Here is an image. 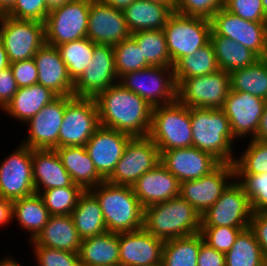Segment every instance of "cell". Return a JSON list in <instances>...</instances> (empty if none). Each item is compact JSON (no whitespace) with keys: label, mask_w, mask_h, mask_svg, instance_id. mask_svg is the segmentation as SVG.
Returning <instances> with one entry per match:
<instances>
[{"label":"cell","mask_w":267,"mask_h":266,"mask_svg":"<svg viewBox=\"0 0 267 266\" xmlns=\"http://www.w3.org/2000/svg\"><path fill=\"white\" fill-rule=\"evenodd\" d=\"M94 99L101 126L132 137L148 136L153 107L142 97L116 83Z\"/></svg>","instance_id":"1"},{"label":"cell","mask_w":267,"mask_h":266,"mask_svg":"<svg viewBox=\"0 0 267 266\" xmlns=\"http://www.w3.org/2000/svg\"><path fill=\"white\" fill-rule=\"evenodd\" d=\"M89 191L99 202L107 231L123 233L143 228L144 208L132 186L112 184L104 180Z\"/></svg>","instance_id":"2"},{"label":"cell","mask_w":267,"mask_h":266,"mask_svg":"<svg viewBox=\"0 0 267 266\" xmlns=\"http://www.w3.org/2000/svg\"><path fill=\"white\" fill-rule=\"evenodd\" d=\"M192 147L212 154L221 163L233 164L235 138L222 109L190 107Z\"/></svg>","instance_id":"3"},{"label":"cell","mask_w":267,"mask_h":266,"mask_svg":"<svg viewBox=\"0 0 267 266\" xmlns=\"http://www.w3.org/2000/svg\"><path fill=\"white\" fill-rule=\"evenodd\" d=\"M143 228L164 241L200 233L201 215L180 196L144 208Z\"/></svg>","instance_id":"4"},{"label":"cell","mask_w":267,"mask_h":266,"mask_svg":"<svg viewBox=\"0 0 267 266\" xmlns=\"http://www.w3.org/2000/svg\"><path fill=\"white\" fill-rule=\"evenodd\" d=\"M148 137L159 151L192 147L190 109L178 100L154 107Z\"/></svg>","instance_id":"5"},{"label":"cell","mask_w":267,"mask_h":266,"mask_svg":"<svg viewBox=\"0 0 267 266\" xmlns=\"http://www.w3.org/2000/svg\"><path fill=\"white\" fill-rule=\"evenodd\" d=\"M167 50L174 65L180 58L194 54L210 42L211 21L173 12L163 28Z\"/></svg>","instance_id":"6"},{"label":"cell","mask_w":267,"mask_h":266,"mask_svg":"<svg viewBox=\"0 0 267 266\" xmlns=\"http://www.w3.org/2000/svg\"><path fill=\"white\" fill-rule=\"evenodd\" d=\"M118 83L142 97L153 108L177 100L173 67L150 66L122 75Z\"/></svg>","instance_id":"7"},{"label":"cell","mask_w":267,"mask_h":266,"mask_svg":"<svg viewBox=\"0 0 267 266\" xmlns=\"http://www.w3.org/2000/svg\"><path fill=\"white\" fill-rule=\"evenodd\" d=\"M177 100L187 107L222 109L231 90L230 75L221 69L204 76L175 78Z\"/></svg>","instance_id":"8"},{"label":"cell","mask_w":267,"mask_h":266,"mask_svg":"<svg viewBox=\"0 0 267 266\" xmlns=\"http://www.w3.org/2000/svg\"><path fill=\"white\" fill-rule=\"evenodd\" d=\"M91 0H71L48 13L45 42L55 47L87 37Z\"/></svg>","instance_id":"9"},{"label":"cell","mask_w":267,"mask_h":266,"mask_svg":"<svg viewBox=\"0 0 267 266\" xmlns=\"http://www.w3.org/2000/svg\"><path fill=\"white\" fill-rule=\"evenodd\" d=\"M99 126L98 107L94 98L65 96L59 147L85 146Z\"/></svg>","instance_id":"10"},{"label":"cell","mask_w":267,"mask_h":266,"mask_svg":"<svg viewBox=\"0 0 267 266\" xmlns=\"http://www.w3.org/2000/svg\"><path fill=\"white\" fill-rule=\"evenodd\" d=\"M0 39L10 63L31 59L45 43V24L5 15L0 22Z\"/></svg>","instance_id":"11"},{"label":"cell","mask_w":267,"mask_h":266,"mask_svg":"<svg viewBox=\"0 0 267 266\" xmlns=\"http://www.w3.org/2000/svg\"><path fill=\"white\" fill-rule=\"evenodd\" d=\"M159 163L160 151L148 136L132 137L113 173L106 180L112 184L132 186Z\"/></svg>","instance_id":"12"},{"label":"cell","mask_w":267,"mask_h":266,"mask_svg":"<svg viewBox=\"0 0 267 266\" xmlns=\"http://www.w3.org/2000/svg\"><path fill=\"white\" fill-rule=\"evenodd\" d=\"M0 163V197L14 201L35 194L32 149L20 143Z\"/></svg>","instance_id":"13"},{"label":"cell","mask_w":267,"mask_h":266,"mask_svg":"<svg viewBox=\"0 0 267 266\" xmlns=\"http://www.w3.org/2000/svg\"><path fill=\"white\" fill-rule=\"evenodd\" d=\"M210 21L211 35L230 38L249 48L260 58L264 57L267 49V22L245 20L225 8L217 11Z\"/></svg>","instance_id":"14"},{"label":"cell","mask_w":267,"mask_h":266,"mask_svg":"<svg viewBox=\"0 0 267 266\" xmlns=\"http://www.w3.org/2000/svg\"><path fill=\"white\" fill-rule=\"evenodd\" d=\"M252 214L248 196L234 179L201 216V226L249 227Z\"/></svg>","instance_id":"15"},{"label":"cell","mask_w":267,"mask_h":266,"mask_svg":"<svg viewBox=\"0 0 267 266\" xmlns=\"http://www.w3.org/2000/svg\"><path fill=\"white\" fill-rule=\"evenodd\" d=\"M118 80L113 46L94 43L93 58L81 77L74 82L73 96L95 98L118 83Z\"/></svg>","instance_id":"16"},{"label":"cell","mask_w":267,"mask_h":266,"mask_svg":"<svg viewBox=\"0 0 267 266\" xmlns=\"http://www.w3.org/2000/svg\"><path fill=\"white\" fill-rule=\"evenodd\" d=\"M267 101L246 92L230 90L222 110L236 140L256 137ZM250 136V137H249Z\"/></svg>","instance_id":"17"},{"label":"cell","mask_w":267,"mask_h":266,"mask_svg":"<svg viewBox=\"0 0 267 266\" xmlns=\"http://www.w3.org/2000/svg\"><path fill=\"white\" fill-rule=\"evenodd\" d=\"M234 179V165L221 163L206 176L181 182L179 196L202 216L220 198L222 192Z\"/></svg>","instance_id":"18"},{"label":"cell","mask_w":267,"mask_h":266,"mask_svg":"<svg viewBox=\"0 0 267 266\" xmlns=\"http://www.w3.org/2000/svg\"><path fill=\"white\" fill-rule=\"evenodd\" d=\"M64 112L65 96H57L24 124L27 126V135L19 143L31 149L58 148Z\"/></svg>","instance_id":"19"},{"label":"cell","mask_w":267,"mask_h":266,"mask_svg":"<svg viewBox=\"0 0 267 266\" xmlns=\"http://www.w3.org/2000/svg\"><path fill=\"white\" fill-rule=\"evenodd\" d=\"M130 36L123 10L91 0L87 27L89 40L114 46Z\"/></svg>","instance_id":"20"},{"label":"cell","mask_w":267,"mask_h":266,"mask_svg":"<svg viewBox=\"0 0 267 266\" xmlns=\"http://www.w3.org/2000/svg\"><path fill=\"white\" fill-rule=\"evenodd\" d=\"M160 162L180 183L206 176L221 164L212 154L196 147L160 151Z\"/></svg>","instance_id":"21"},{"label":"cell","mask_w":267,"mask_h":266,"mask_svg":"<svg viewBox=\"0 0 267 266\" xmlns=\"http://www.w3.org/2000/svg\"><path fill=\"white\" fill-rule=\"evenodd\" d=\"M131 138L126 133L100 125L86 143L89 157L105 180L113 173Z\"/></svg>","instance_id":"22"},{"label":"cell","mask_w":267,"mask_h":266,"mask_svg":"<svg viewBox=\"0 0 267 266\" xmlns=\"http://www.w3.org/2000/svg\"><path fill=\"white\" fill-rule=\"evenodd\" d=\"M164 240L144 228L119 233L120 266H156L162 263Z\"/></svg>","instance_id":"23"},{"label":"cell","mask_w":267,"mask_h":266,"mask_svg":"<svg viewBox=\"0 0 267 266\" xmlns=\"http://www.w3.org/2000/svg\"><path fill=\"white\" fill-rule=\"evenodd\" d=\"M38 69L37 83L57 96H73L74 82L57 47L46 42L33 57Z\"/></svg>","instance_id":"24"},{"label":"cell","mask_w":267,"mask_h":266,"mask_svg":"<svg viewBox=\"0 0 267 266\" xmlns=\"http://www.w3.org/2000/svg\"><path fill=\"white\" fill-rule=\"evenodd\" d=\"M132 188L143 208L176 198L180 194L179 180L161 163L145 172Z\"/></svg>","instance_id":"25"},{"label":"cell","mask_w":267,"mask_h":266,"mask_svg":"<svg viewBox=\"0 0 267 266\" xmlns=\"http://www.w3.org/2000/svg\"><path fill=\"white\" fill-rule=\"evenodd\" d=\"M32 167L36 194L73 184L55 149H32Z\"/></svg>","instance_id":"26"},{"label":"cell","mask_w":267,"mask_h":266,"mask_svg":"<svg viewBox=\"0 0 267 266\" xmlns=\"http://www.w3.org/2000/svg\"><path fill=\"white\" fill-rule=\"evenodd\" d=\"M55 150L73 183L80 185L84 190L96 187L105 180L97 172L85 146H64Z\"/></svg>","instance_id":"27"},{"label":"cell","mask_w":267,"mask_h":266,"mask_svg":"<svg viewBox=\"0 0 267 266\" xmlns=\"http://www.w3.org/2000/svg\"><path fill=\"white\" fill-rule=\"evenodd\" d=\"M81 240L71 215H50L33 241L43 247L79 253Z\"/></svg>","instance_id":"28"},{"label":"cell","mask_w":267,"mask_h":266,"mask_svg":"<svg viewBox=\"0 0 267 266\" xmlns=\"http://www.w3.org/2000/svg\"><path fill=\"white\" fill-rule=\"evenodd\" d=\"M56 97L50 89L38 83L21 87L2 112L25 124Z\"/></svg>","instance_id":"29"},{"label":"cell","mask_w":267,"mask_h":266,"mask_svg":"<svg viewBox=\"0 0 267 266\" xmlns=\"http://www.w3.org/2000/svg\"><path fill=\"white\" fill-rule=\"evenodd\" d=\"M173 12L169 5L148 0H135L123 10L131 34L143 30H162Z\"/></svg>","instance_id":"30"},{"label":"cell","mask_w":267,"mask_h":266,"mask_svg":"<svg viewBox=\"0 0 267 266\" xmlns=\"http://www.w3.org/2000/svg\"><path fill=\"white\" fill-rule=\"evenodd\" d=\"M80 266H120L119 233L105 232L81 240Z\"/></svg>","instance_id":"31"},{"label":"cell","mask_w":267,"mask_h":266,"mask_svg":"<svg viewBox=\"0 0 267 266\" xmlns=\"http://www.w3.org/2000/svg\"><path fill=\"white\" fill-rule=\"evenodd\" d=\"M71 216L81 239L107 232L99 202L89 190L81 194Z\"/></svg>","instance_id":"32"},{"label":"cell","mask_w":267,"mask_h":266,"mask_svg":"<svg viewBox=\"0 0 267 266\" xmlns=\"http://www.w3.org/2000/svg\"><path fill=\"white\" fill-rule=\"evenodd\" d=\"M13 220L21 231L30 233L29 241L34 240L47 224L50 214L39 194H33L12 201Z\"/></svg>","instance_id":"33"},{"label":"cell","mask_w":267,"mask_h":266,"mask_svg":"<svg viewBox=\"0 0 267 266\" xmlns=\"http://www.w3.org/2000/svg\"><path fill=\"white\" fill-rule=\"evenodd\" d=\"M219 68L225 72L249 67L260 57L240 43L219 35H210Z\"/></svg>","instance_id":"34"},{"label":"cell","mask_w":267,"mask_h":266,"mask_svg":"<svg viewBox=\"0 0 267 266\" xmlns=\"http://www.w3.org/2000/svg\"><path fill=\"white\" fill-rule=\"evenodd\" d=\"M204 242L200 233L164 241L163 266H197L200 245Z\"/></svg>","instance_id":"35"},{"label":"cell","mask_w":267,"mask_h":266,"mask_svg":"<svg viewBox=\"0 0 267 266\" xmlns=\"http://www.w3.org/2000/svg\"><path fill=\"white\" fill-rule=\"evenodd\" d=\"M231 90L246 92L267 101V63L258 59L249 67L229 73Z\"/></svg>","instance_id":"36"},{"label":"cell","mask_w":267,"mask_h":266,"mask_svg":"<svg viewBox=\"0 0 267 266\" xmlns=\"http://www.w3.org/2000/svg\"><path fill=\"white\" fill-rule=\"evenodd\" d=\"M262 249L249 229L243 230L237 237L232 248L225 253V266H266Z\"/></svg>","instance_id":"37"},{"label":"cell","mask_w":267,"mask_h":266,"mask_svg":"<svg viewBox=\"0 0 267 266\" xmlns=\"http://www.w3.org/2000/svg\"><path fill=\"white\" fill-rule=\"evenodd\" d=\"M219 69L211 42L199 48L194 54L180 58L173 66L175 78L204 76Z\"/></svg>","instance_id":"38"},{"label":"cell","mask_w":267,"mask_h":266,"mask_svg":"<svg viewBox=\"0 0 267 266\" xmlns=\"http://www.w3.org/2000/svg\"><path fill=\"white\" fill-rule=\"evenodd\" d=\"M142 56L150 66L173 67L167 50L165 35L162 30H143L132 33Z\"/></svg>","instance_id":"39"},{"label":"cell","mask_w":267,"mask_h":266,"mask_svg":"<svg viewBox=\"0 0 267 266\" xmlns=\"http://www.w3.org/2000/svg\"><path fill=\"white\" fill-rule=\"evenodd\" d=\"M57 48L67 66L69 76L75 82L81 77L93 58L94 42L84 37L60 44Z\"/></svg>","instance_id":"40"},{"label":"cell","mask_w":267,"mask_h":266,"mask_svg":"<svg viewBox=\"0 0 267 266\" xmlns=\"http://www.w3.org/2000/svg\"><path fill=\"white\" fill-rule=\"evenodd\" d=\"M241 154L234 160L235 174L267 173V142L249 139Z\"/></svg>","instance_id":"41"},{"label":"cell","mask_w":267,"mask_h":266,"mask_svg":"<svg viewBox=\"0 0 267 266\" xmlns=\"http://www.w3.org/2000/svg\"><path fill=\"white\" fill-rule=\"evenodd\" d=\"M84 191L80 185L73 183L71 186L42 191L39 195L49 214L60 216L71 215Z\"/></svg>","instance_id":"42"},{"label":"cell","mask_w":267,"mask_h":266,"mask_svg":"<svg viewBox=\"0 0 267 266\" xmlns=\"http://www.w3.org/2000/svg\"><path fill=\"white\" fill-rule=\"evenodd\" d=\"M113 50L118 78L129 72L150 67L142 56L141 49L132 36L114 45Z\"/></svg>","instance_id":"43"},{"label":"cell","mask_w":267,"mask_h":266,"mask_svg":"<svg viewBox=\"0 0 267 266\" xmlns=\"http://www.w3.org/2000/svg\"><path fill=\"white\" fill-rule=\"evenodd\" d=\"M235 180L248 196L254 212H267V173L235 174Z\"/></svg>","instance_id":"44"},{"label":"cell","mask_w":267,"mask_h":266,"mask_svg":"<svg viewBox=\"0 0 267 266\" xmlns=\"http://www.w3.org/2000/svg\"><path fill=\"white\" fill-rule=\"evenodd\" d=\"M249 227H227V226H201L200 234L204 242L215 250L228 252L238 235Z\"/></svg>","instance_id":"45"},{"label":"cell","mask_w":267,"mask_h":266,"mask_svg":"<svg viewBox=\"0 0 267 266\" xmlns=\"http://www.w3.org/2000/svg\"><path fill=\"white\" fill-rule=\"evenodd\" d=\"M37 266H80L79 253L37 245L29 241Z\"/></svg>","instance_id":"46"},{"label":"cell","mask_w":267,"mask_h":266,"mask_svg":"<svg viewBox=\"0 0 267 266\" xmlns=\"http://www.w3.org/2000/svg\"><path fill=\"white\" fill-rule=\"evenodd\" d=\"M224 6L225 0H177L174 11L182 15L210 20Z\"/></svg>","instance_id":"47"},{"label":"cell","mask_w":267,"mask_h":266,"mask_svg":"<svg viewBox=\"0 0 267 266\" xmlns=\"http://www.w3.org/2000/svg\"><path fill=\"white\" fill-rule=\"evenodd\" d=\"M49 12L45 0H16L14 8L7 16L44 23Z\"/></svg>","instance_id":"48"},{"label":"cell","mask_w":267,"mask_h":266,"mask_svg":"<svg viewBox=\"0 0 267 266\" xmlns=\"http://www.w3.org/2000/svg\"><path fill=\"white\" fill-rule=\"evenodd\" d=\"M224 8L245 20L267 22L261 0H225Z\"/></svg>","instance_id":"49"},{"label":"cell","mask_w":267,"mask_h":266,"mask_svg":"<svg viewBox=\"0 0 267 266\" xmlns=\"http://www.w3.org/2000/svg\"><path fill=\"white\" fill-rule=\"evenodd\" d=\"M10 69L18 88L28 87L37 83L38 69L33 58L10 63Z\"/></svg>","instance_id":"50"},{"label":"cell","mask_w":267,"mask_h":266,"mask_svg":"<svg viewBox=\"0 0 267 266\" xmlns=\"http://www.w3.org/2000/svg\"><path fill=\"white\" fill-rule=\"evenodd\" d=\"M18 91L16 80L10 67L0 71V110L11 102L13 96Z\"/></svg>","instance_id":"51"},{"label":"cell","mask_w":267,"mask_h":266,"mask_svg":"<svg viewBox=\"0 0 267 266\" xmlns=\"http://www.w3.org/2000/svg\"><path fill=\"white\" fill-rule=\"evenodd\" d=\"M249 229L254 233L267 259V212H254L250 219Z\"/></svg>","instance_id":"52"},{"label":"cell","mask_w":267,"mask_h":266,"mask_svg":"<svg viewBox=\"0 0 267 266\" xmlns=\"http://www.w3.org/2000/svg\"><path fill=\"white\" fill-rule=\"evenodd\" d=\"M197 266H225V254L203 242L200 245Z\"/></svg>","instance_id":"53"},{"label":"cell","mask_w":267,"mask_h":266,"mask_svg":"<svg viewBox=\"0 0 267 266\" xmlns=\"http://www.w3.org/2000/svg\"><path fill=\"white\" fill-rule=\"evenodd\" d=\"M13 222V205L12 201L0 197V228Z\"/></svg>","instance_id":"54"},{"label":"cell","mask_w":267,"mask_h":266,"mask_svg":"<svg viewBox=\"0 0 267 266\" xmlns=\"http://www.w3.org/2000/svg\"><path fill=\"white\" fill-rule=\"evenodd\" d=\"M254 139L267 142V103L261 116L260 125Z\"/></svg>","instance_id":"55"},{"label":"cell","mask_w":267,"mask_h":266,"mask_svg":"<svg viewBox=\"0 0 267 266\" xmlns=\"http://www.w3.org/2000/svg\"><path fill=\"white\" fill-rule=\"evenodd\" d=\"M100 2L112 6L116 9L124 10L135 0H99Z\"/></svg>","instance_id":"56"},{"label":"cell","mask_w":267,"mask_h":266,"mask_svg":"<svg viewBox=\"0 0 267 266\" xmlns=\"http://www.w3.org/2000/svg\"><path fill=\"white\" fill-rule=\"evenodd\" d=\"M10 67V62L8 59L7 52L5 51V48L3 47L2 41L0 39V71Z\"/></svg>","instance_id":"57"},{"label":"cell","mask_w":267,"mask_h":266,"mask_svg":"<svg viewBox=\"0 0 267 266\" xmlns=\"http://www.w3.org/2000/svg\"><path fill=\"white\" fill-rule=\"evenodd\" d=\"M0 266H23L18 262L16 257L10 255H5V257L0 259Z\"/></svg>","instance_id":"58"},{"label":"cell","mask_w":267,"mask_h":266,"mask_svg":"<svg viewBox=\"0 0 267 266\" xmlns=\"http://www.w3.org/2000/svg\"><path fill=\"white\" fill-rule=\"evenodd\" d=\"M16 0H0V11L7 15L15 6Z\"/></svg>","instance_id":"59"},{"label":"cell","mask_w":267,"mask_h":266,"mask_svg":"<svg viewBox=\"0 0 267 266\" xmlns=\"http://www.w3.org/2000/svg\"><path fill=\"white\" fill-rule=\"evenodd\" d=\"M71 0H45L46 6L49 10H52L56 7L62 6L63 4Z\"/></svg>","instance_id":"60"},{"label":"cell","mask_w":267,"mask_h":266,"mask_svg":"<svg viewBox=\"0 0 267 266\" xmlns=\"http://www.w3.org/2000/svg\"><path fill=\"white\" fill-rule=\"evenodd\" d=\"M148 1L169 5L173 10L175 9L177 2V0H148Z\"/></svg>","instance_id":"61"},{"label":"cell","mask_w":267,"mask_h":266,"mask_svg":"<svg viewBox=\"0 0 267 266\" xmlns=\"http://www.w3.org/2000/svg\"><path fill=\"white\" fill-rule=\"evenodd\" d=\"M262 1V7L264 10L265 17L267 18V0H261Z\"/></svg>","instance_id":"62"},{"label":"cell","mask_w":267,"mask_h":266,"mask_svg":"<svg viewBox=\"0 0 267 266\" xmlns=\"http://www.w3.org/2000/svg\"><path fill=\"white\" fill-rule=\"evenodd\" d=\"M4 14L0 11V22L2 21V19L4 18Z\"/></svg>","instance_id":"63"},{"label":"cell","mask_w":267,"mask_h":266,"mask_svg":"<svg viewBox=\"0 0 267 266\" xmlns=\"http://www.w3.org/2000/svg\"><path fill=\"white\" fill-rule=\"evenodd\" d=\"M263 59H264L265 62L267 63V49H266V52H265V55H264Z\"/></svg>","instance_id":"64"}]
</instances>
